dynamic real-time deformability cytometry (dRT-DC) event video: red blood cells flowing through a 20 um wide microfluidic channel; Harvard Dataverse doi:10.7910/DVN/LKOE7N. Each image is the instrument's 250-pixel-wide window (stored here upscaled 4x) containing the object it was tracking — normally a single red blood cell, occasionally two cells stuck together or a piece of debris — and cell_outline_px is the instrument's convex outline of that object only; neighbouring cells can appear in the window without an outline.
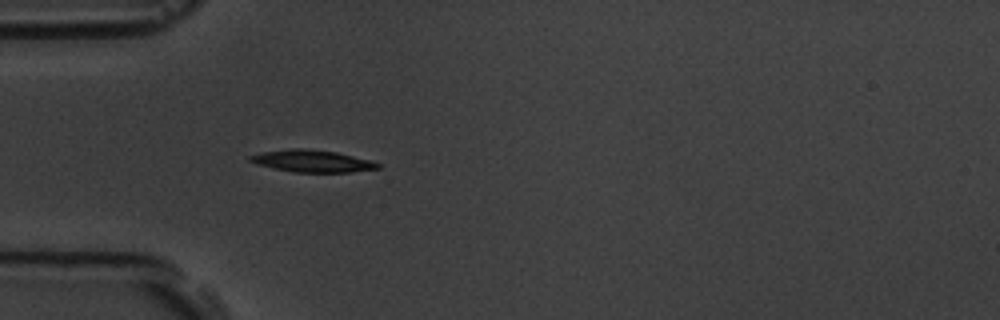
{"species": "common noctule bat (a hibernating species)", "species_latin": "Nyctalus noctula", "temperature_condition": "room temperature", "stored_images_in_passage": 4, "camera_frame_rate_fps": 3000, "um_per_image_px": 0.085, "animal": {"sex": "male", "body_mass_g": 19.5, "forearm_length_mm": 54.6}, "frame": {"image": 1, "passage_image": 4, "time_ms": 4.333, "image_size_px": [1000, 320], "cell_outline_px": [[380, 168], [352, 172], [296, 172], [256, 164], [248, 160], [248, 156], [260, 152], [292, 148], [304, 148], [336, 152], [372, 160], [380, 164]], "centroid_in_image_um": [26.54, 13.68], "position_along_channel_um": 58.5, "area_um2": 16.42}}